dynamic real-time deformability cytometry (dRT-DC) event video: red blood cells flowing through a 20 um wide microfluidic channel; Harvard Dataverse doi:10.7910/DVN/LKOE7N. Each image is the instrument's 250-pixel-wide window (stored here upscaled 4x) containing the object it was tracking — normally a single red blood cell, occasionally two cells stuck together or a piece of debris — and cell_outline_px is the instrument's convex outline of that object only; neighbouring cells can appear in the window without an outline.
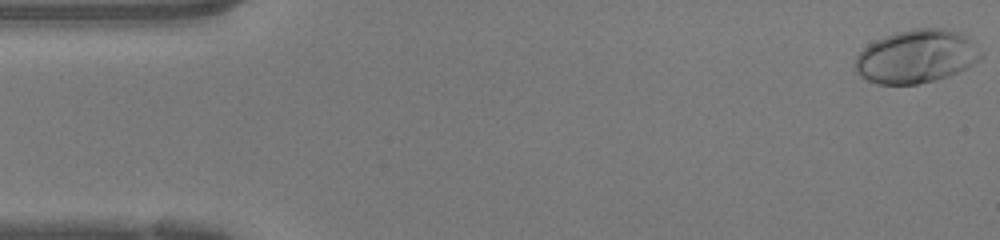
{"species": "human", "species_latin": "Homo sapiens", "temperature_condition": "warm", "stored_images_in_passage": 47, "camera_frame_rate_fps": 3000, "um_per_image_px": 0.085, "donor": {"sex": "female"}, "frame": {"image": 1, "passage_image": 1, "time_ms": 0.0, "image_size_px": [1000, 240], "cell_outline_px": [[984, 56], [972, 64], [948, 76], [916, 84], [876, 84], [860, 76], [856, 72], [856, 56], [868, 44], [884, 36], [896, 32], [912, 28], [948, 28], [960, 32], [968, 36], [984, 52]], "centroid_in_image_um": [77.92, 4.77], "position_along_channel_um": 7.1, "area_um2": 39.19}}
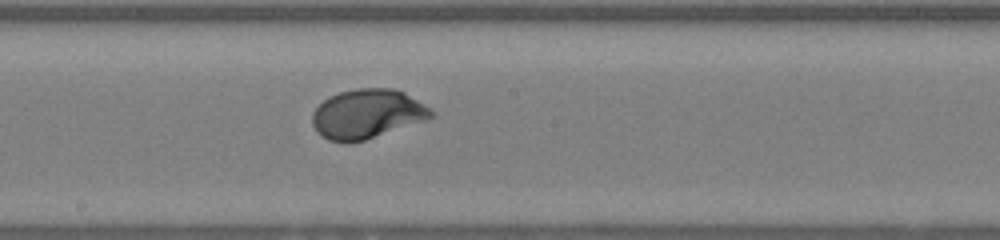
{"frame": {"image": 2, "passage_image": 25, "time_ms": 8.0, "image_size_px": [1000, 240], "cell_outline_px": [[436, 116], [428, 120], [364, 140], [348, 144], [328, 140], [316, 132], [312, 124], [312, 112], [328, 96], [340, 92], [356, 88], [392, 88], [404, 92], [432, 108], [436, 112]], "centroid_in_image_um": [31.23, 9.69], "position_along_channel_um": 217.0, "area_um2": 34.68}}
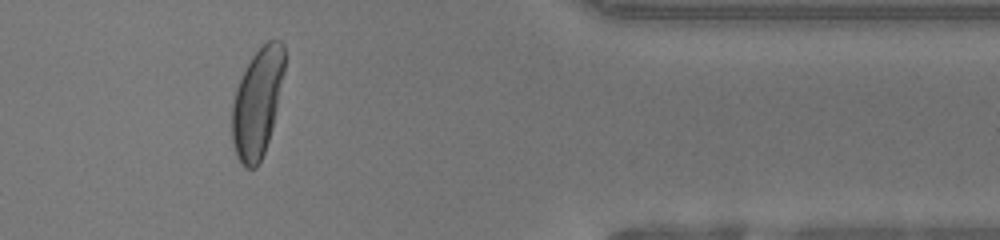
{"frame": {"image": 3, "passage_image": 39, "time_ms": 12.667, "image_size_px": [1000, 240], "cell_outline_px": [[284, 72], [272, 128], [264, 152], [256, 168], [244, 168], [236, 156], [232, 140], [232, 104], [236, 88], [252, 56], [268, 40], [280, 40], [284, 44]], "centroid_in_image_um": [21.86, 8.75], "position_along_channel_um": 389.5, "area_um2": 32.89}, "authors_computed_cell_mechanics": {"area_um2": 34.3332, "velocity_mm_per_s": 4.2687, "shape_relaxation_time_tau1_ms": 2.1882, "shape_relaxation_time_tau2_ms": null, "deformation_change_tau1": 0.1816, "deformation_change_tau2": null}}